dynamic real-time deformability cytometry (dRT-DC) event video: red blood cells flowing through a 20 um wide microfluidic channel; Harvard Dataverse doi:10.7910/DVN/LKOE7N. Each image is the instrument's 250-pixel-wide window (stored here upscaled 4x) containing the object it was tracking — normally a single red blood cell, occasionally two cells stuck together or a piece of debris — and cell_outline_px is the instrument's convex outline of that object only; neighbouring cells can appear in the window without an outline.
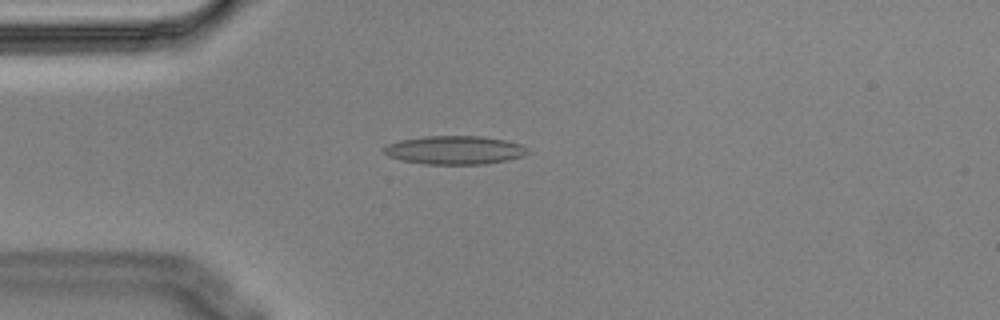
{"species": "Egyptian fruit bat (a non-hibernating species)", "species_latin": "Rousettus aegyptiacus", "temperature_condition": "cold", "stored_images_in_passage": 4, "camera_frame_rate_fps": 3000, "um_per_image_px": 0.085, "animal": {"sex": "male"}, "frame": {"image": 1, "passage_image": 4, "time_ms": 1.0, "image_size_px": [1000, 320], "cell_outline_px": [[528, 152], [524, 156], [508, 160], [484, 164], [424, 164], [400, 160], [388, 156], [384, 152], [384, 148], [388, 144], [400, 140], [428, 136], [480, 136], [504, 140], [520, 144], [528, 148]], "centroid_in_image_um": [38.66, 12.76], "position_along_channel_um": 46.3, "area_um2": 23.81}}